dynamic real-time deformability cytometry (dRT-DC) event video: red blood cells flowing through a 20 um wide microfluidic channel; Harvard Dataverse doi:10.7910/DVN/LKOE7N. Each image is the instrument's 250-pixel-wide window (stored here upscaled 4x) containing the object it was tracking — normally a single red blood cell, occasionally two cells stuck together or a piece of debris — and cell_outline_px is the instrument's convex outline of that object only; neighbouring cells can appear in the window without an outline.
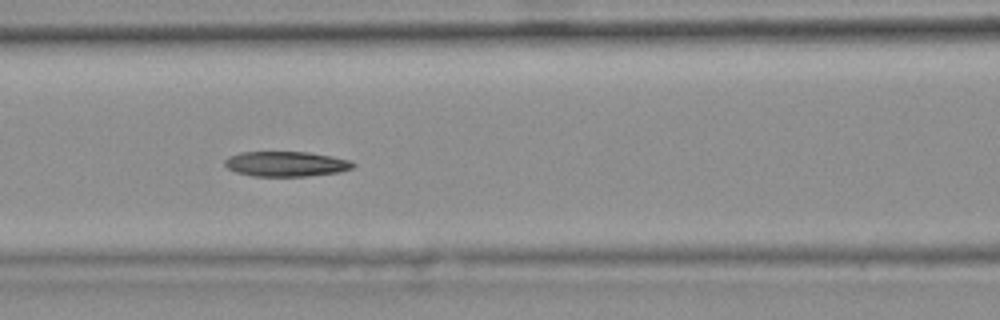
{"species": "common noctule bat (a hibernating species)", "species_latin": "Nyctalus noctula", "temperature_condition": "warm", "stored_images_in_passage": 31, "camera_frame_rate_fps": 3000, "um_per_image_px": 0.085, "animal": {"sex": "female", "body_mass_g": 25.1}, "frame": {"image": 1, "passage_image": 10, "time_ms": 3.0, "image_size_px": [1000, 320], "cell_outline_px": [[356, 164], [352, 168], [340, 172], [308, 176], [252, 176], [236, 172], [228, 168], [224, 164], [224, 160], [228, 156], [240, 152], [308, 152], [332, 156], [352, 160]], "centroid_in_image_um": [24.33, 13.93], "position_along_channel_um": 142.3, "area_um2": 18.9}, "authors_computed_cell_mechanics": {"area_um2": 19.363, "velocity_mm_per_s": 3.7349, "shape_relaxation_time_tau1_ms": null, "shape_relaxation_time_tau2_ms": 7.126, "deformation_change_tau1": null, "deformation_change_tau2": 0.1487}}